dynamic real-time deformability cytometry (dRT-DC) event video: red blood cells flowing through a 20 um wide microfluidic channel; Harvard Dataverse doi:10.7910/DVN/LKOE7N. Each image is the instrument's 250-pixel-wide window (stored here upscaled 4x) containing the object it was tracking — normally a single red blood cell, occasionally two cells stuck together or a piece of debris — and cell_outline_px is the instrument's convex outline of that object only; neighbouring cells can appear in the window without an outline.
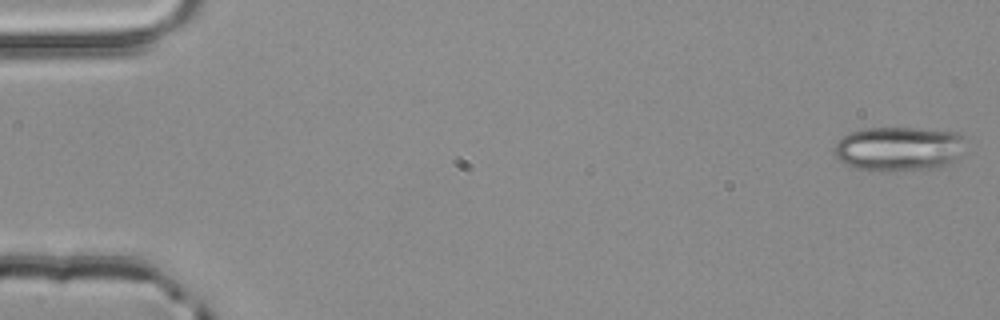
{"species": "common noctule bat (a hibernating species)", "species_latin": "Nyctalus noctula", "temperature_condition": "room temperature", "stored_images_in_passage": 52, "camera_frame_rate_fps": 3000, "um_per_image_px": 0.085, "animal": {"sex": "male", "body_mass_g": 20.4}, "frame": {"image": 1, "passage_image": 1, "time_ms": 0.0, "image_size_px": [1000, 320], "cell_outline_px": [[964, 136], [956, 160], [952, 164], [940, 168], [892, 172], [888, 172], [856, 168], [840, 160], [832, 152], [832, 148], [848, 132], [860, 128], [920, 128], [960, 132]], "centroid_in_image_um": [76.39, 12.65], "position_along_channel_um": 8.6, "area_um2": 34.45}}
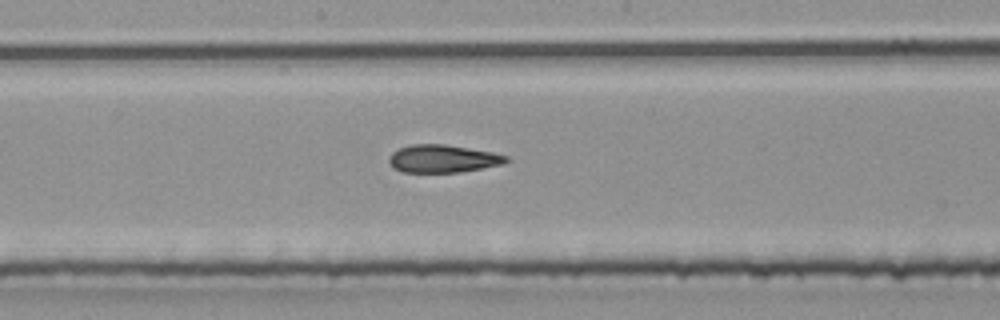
{"frame": {"image": 2, "passage_image": 28, "time_ms": 9.0, "image_size_px": [1000, 320], "cell_outline_px": [[512, 160], [504, 164], [460, 172], [404, 172], [396, 168], [388, 160], [388, 156], [396, 148], [412, 144], [444, 144], [492, 152], [508, 156]], "centroid_in_image_um": [37.66, 13.48], "position_along_channel_um": 210.5, "area_um2": 19.02}}
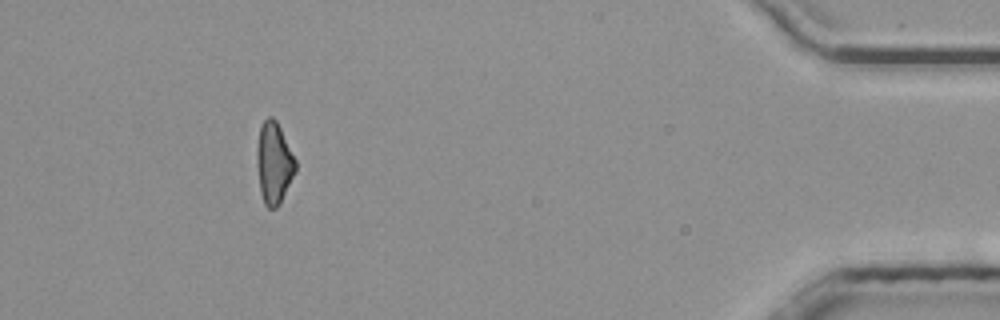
{"frame": {"image": 3, "passage_image": 48, "time_ms": 15.667, "image_size_px": [1000, 320], "cell_outline_px": [[296, 172], [280, 204], [276, 208], [268, 208], [264, 204], [260, 192], [256, 164], [256, 148], [260, 124], [268, 116], [272, 116], [276, 120], [296, 160]], "centroid_in_image_um": [23.27, 13.86], "position_along_channel_um": 411.9, "area_um2": 18.67}, "authors_computed_cell_mechanics": {"area_um2": 19.4786, "velocity_mm_per_s": 3.9785, "shape_relaxation_time_tau1_ms": null, "shape_relaxation_time_tau2_ms": 3.6704, "deformation_change_tau1": null, "deformation_change_tau2": 0.1381}}